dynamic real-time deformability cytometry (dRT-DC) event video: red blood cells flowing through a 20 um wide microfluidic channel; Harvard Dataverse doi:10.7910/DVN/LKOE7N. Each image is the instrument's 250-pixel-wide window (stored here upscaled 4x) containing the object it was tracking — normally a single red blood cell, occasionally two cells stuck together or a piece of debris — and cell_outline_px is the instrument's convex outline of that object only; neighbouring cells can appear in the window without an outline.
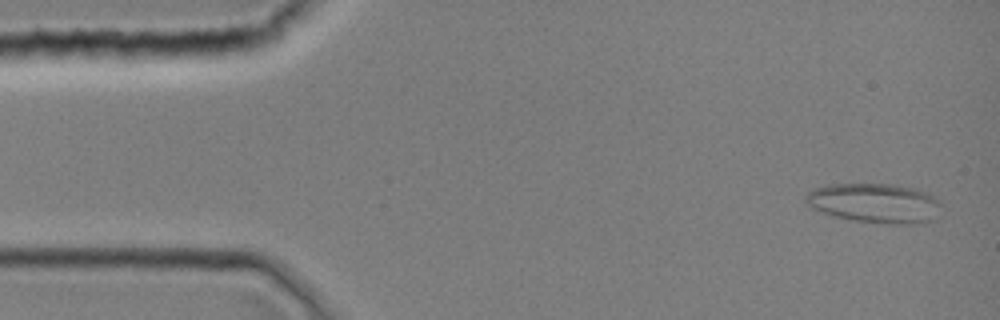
{"species": "common noctule bat (a hibernating species)", "species_latin": "Nyctalus noctula", "temperature_condition": "room temperature", "stored_images_in_passage": 10, "camera_frame_rate_fps": 3000, "um_per_image_px": 0.085, "animal": {"sex": "female", "body_mass_g": 19.0, "forearm_length_mm": 51.5}, "frame": {"image": 1, "passage_image": 2, "time_ms": 0.333, "image_size_px": [1000, 320], "cell_outline_px": [[940, 204], [936, 220], [924, 224], [888, 224], [852, 220], [832, 216], [812, 208], [804, 200], [804, 196], [808, 192], [816, 188], [828, 184], [892, 184], [916, 188], [928, 192], [940, 200]], "centroid_in_image_um": [74.4, 17.27], "position_along_channel_um": 10.6, "area_um2": 31.79}}